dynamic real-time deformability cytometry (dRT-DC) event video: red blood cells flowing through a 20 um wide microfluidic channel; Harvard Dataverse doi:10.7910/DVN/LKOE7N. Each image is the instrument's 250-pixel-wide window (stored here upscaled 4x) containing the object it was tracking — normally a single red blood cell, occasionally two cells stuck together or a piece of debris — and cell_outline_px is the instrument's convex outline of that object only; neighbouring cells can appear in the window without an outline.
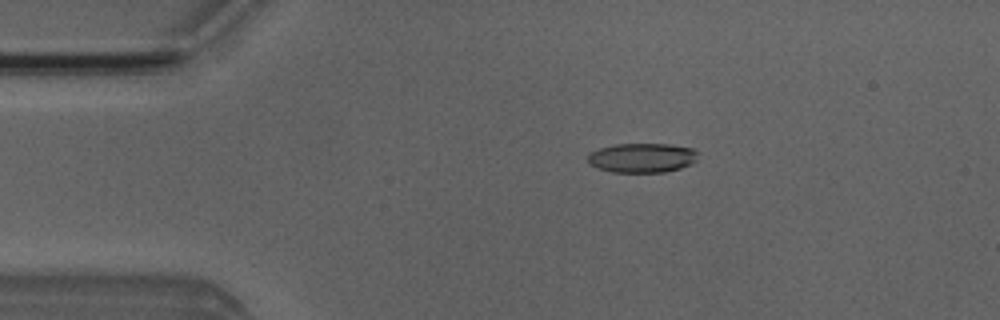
{"species": "Egyptian fruit bat (a non-hibernating species)", "species_latin": "Rousettus aegyptiacus", "temperature_condition": "room temperature", "stored_images_in_passage": 5, "camera_frame_rate_fps": 3000, "um_per_image_px": 0.085, "animal": {"sex": "male"}, "frame": {"image": 1, "passage_image": 3, "time_ms": 2.333, "image_size_px": [1000, 320], "cell_outline_px": [[696, 160], [692, 164], [680, 168], [664, 172], [612, 172], [596, 168], [588, 164], [588, 152], [600, 148], [616, 144], [668, 144], [692, 148], [696, 152]], "centroid_in_image_um": [54.53, 13.42], "position_along_channel_um": 30.5, "area_um2": 18.96}}